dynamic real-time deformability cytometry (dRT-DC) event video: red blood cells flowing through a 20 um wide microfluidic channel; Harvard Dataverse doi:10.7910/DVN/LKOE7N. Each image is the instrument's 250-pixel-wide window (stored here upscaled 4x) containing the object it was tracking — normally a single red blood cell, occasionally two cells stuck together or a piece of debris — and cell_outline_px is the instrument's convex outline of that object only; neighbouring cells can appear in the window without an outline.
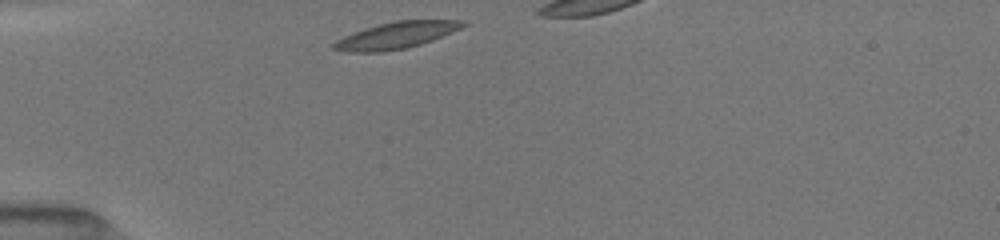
{"species": "common noctule bat (a hibernating species)", "species_latin": "Nyctalus noctula", "temperature_condition": "room temperature", "stored_images_in_passage": 10, "camera_frame_rate_fps": 3000, "um_per_image_px": 0.085, "animal": {"sex": "female", "body_mass_g": 19.5, "forearm_length_mm": 54.1}, "frame": {"image": 1, "passage_image": 1, "time_ms": 0.0, "image_size_px": [1000, 240], "cell_outline_px": [[468, 24], [452, 32], [432, 40], [420, 44], [404, 48], [380, 52], [348, 52], [332, 48], [332, 44], [336, 40], [344, 36], [364, 28], [396, 20], [464, 20]], "centroid_in_image_um": [33.67, 2.99], "position_along_channel_um": 51.3, "area_um2": 19.83}}
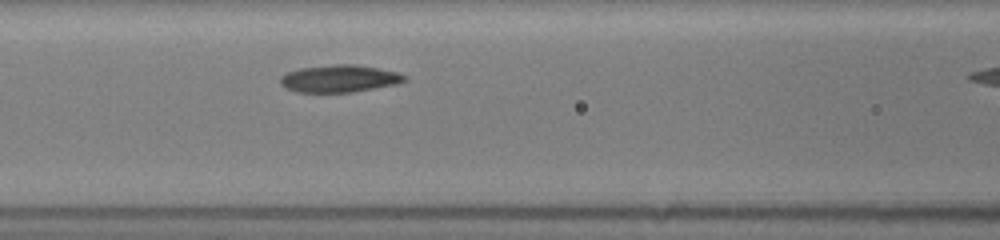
{"frame": {"image": 2, "passage_image": 9, "time_ms": 2.667, "image_size_px": [1000, 240], "cell_outline_px": [[408, 76], [404, 80], [392, 84], [352, 92], [296, 92], [280, 84], [280, 76], [288, 72], [300, 68], [332, 64], [356, 64], [396, 72]], "centroid_in_image_um": [28.78, 6.67], "position_along_channel_um": 137.8, "area_um2": 19.42}}